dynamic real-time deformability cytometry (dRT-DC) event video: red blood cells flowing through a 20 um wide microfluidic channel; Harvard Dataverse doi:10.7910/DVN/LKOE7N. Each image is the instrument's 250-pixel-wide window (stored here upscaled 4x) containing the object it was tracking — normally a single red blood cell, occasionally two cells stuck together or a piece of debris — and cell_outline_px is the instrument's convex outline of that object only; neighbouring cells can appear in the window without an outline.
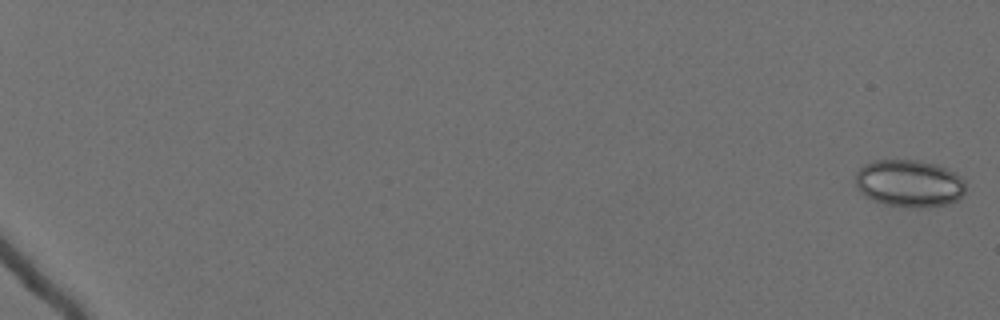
{"species": "Egyptian fruit bat (a non-hibernating species)", "species_latin": "Rousettus aegyptiacus", "temperature_condition": "cold", "stored_images_in_passage": 62, "camera_frame_rate_fps": 3000, "um_per_image_px": 0.085, "animal": {"sex": "female"}, "frame": {"image": 1, "passage_image": 2, "time_ms": 0.333, "image_size_px": [1000, 320], "cell_outline_px": [[964, 192], [956, 200], [948, 204], [916, 208], [912, 208], [884, 204], [864, 196], [856, 188], [856, 172], [864, 164], [872, 160], [916, 160], [936, 164], [948, 168], [960, 176], [964, 180]], "centroid_in_image_um": [77.26, 15.58], "position_along_channel_um": 7.7, "area_um2": 30.52}}
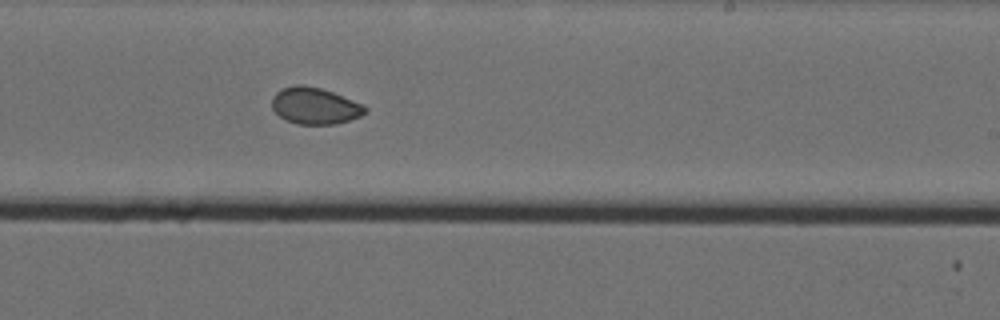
{"frame": {"image": 2, "passage_image": 43, "time_ms": 14.0, "image_size_px": [1000, 320], "cell_outline_px": [[368, 112], [360, 116], [336, 124], [296, 124], [280, 116], [272, 108], [272, 96], [276, 92], [284, 88], [296, 84], [304, 84], [320, 88], [332, 92], [364, 104], [368, 108]], "centroid_in_image_um": [26.78, 8.99], "position_along_channel_um": 262.2, "area_um2": 19.88}}
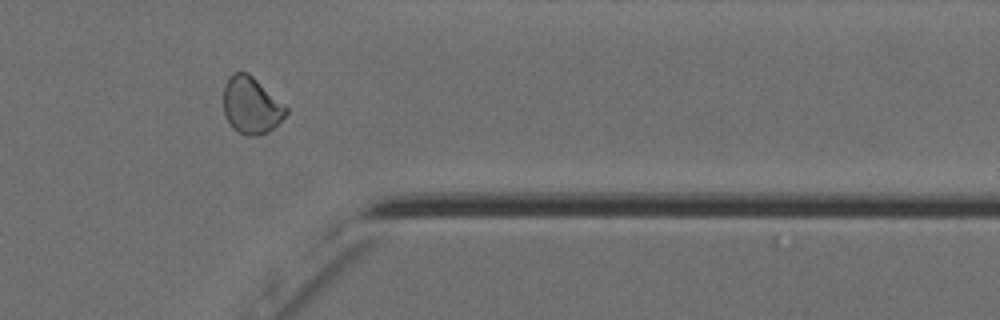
{"frame": {"image": 3, "passage_image": 54, "time_ms": 17.667, "image_size_px": [1000, 320], "cell_outline_px": [[288, 112], [268, 132], [256, 136], [248, 136], [232, 128], [224, 116], [224, 84], [228, 76], [232, 72], [248, 72], [288, 108]], "centroid_in_image_um": [21.32, 8.94], "position_along_channel_um": 390.1, "area_um2": 20.63}, "authors_computed_cell_mechanics": {"area_um2": 21.5305, "velocity_mm_per_s": 3.5688, "shape_relaxation_time_tau1_ms": null, "shape_relaxation_time_tau2_ms": 1.4427, "deformation_change_tau1": null, "deformation_change_tau2": 0.0388}}